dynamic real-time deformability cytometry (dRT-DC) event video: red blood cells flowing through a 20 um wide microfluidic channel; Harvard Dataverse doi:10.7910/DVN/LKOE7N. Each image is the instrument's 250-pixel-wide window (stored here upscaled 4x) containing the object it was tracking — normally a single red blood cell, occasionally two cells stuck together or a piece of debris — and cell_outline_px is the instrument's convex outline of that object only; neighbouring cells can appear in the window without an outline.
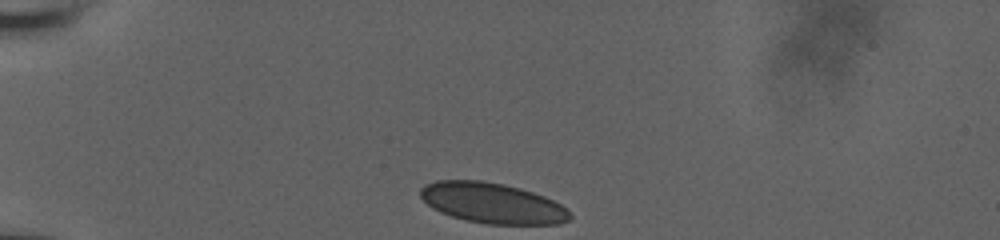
{"species": "human", "species_latin": "Homo sapiens", "temperature_condition": "room temperature", "stored_images_in_passage": 9, "camera_frame_rate_fps": 3000, "um_per_image_px": 0.085, "donor": {"sex": "male"}, "frame": {"image": 1, "passage_image": 1, "time_ms": 0.0, "image_size_px": [1000, 240], "cell_outline_px": [[572, 216], [568, 220], [560, 224], [488, 224], [464, 220], [440, 212], [432, 208], [420, 196], [420, 188], [424, 184], [436, 180], [480, 180], [504, 184], [520, 188], [544, 196], [560, 204]], "centroid_in_image_um": [41.81, 17.25], "position_along_channel_um": 43.2, "area_um2": 35.2}}
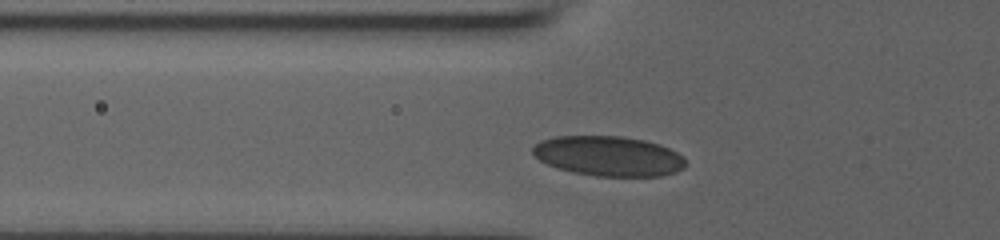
{"frame": {"image": 2, "passage_image": 6, "time_ms": 1.667, "image_size_px": [1000, 240], "cell_outline_px": [[688, 164], [684, 168], [676, 172], [660, 176], [596, 176], [572, 172], [556, 168], [540, 160], [532, 152], [532, 148], [540, 140], [556, 136], [620, 136], [644, 140], [660, 144], [684, 156]], "centroid_in_image_um": [51.75, 13.27], "position_along_channel_um": 74.0, "area_um2": 35.78}}
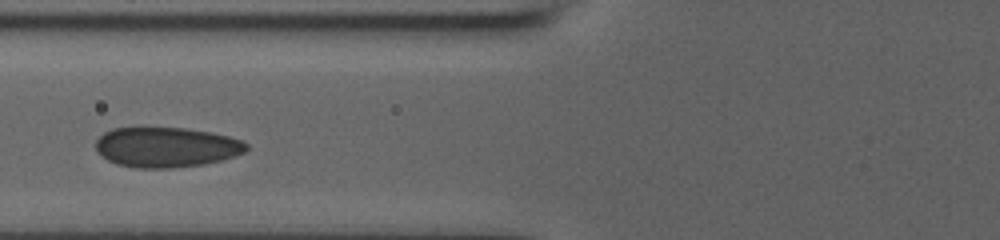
{"frame": {"image": 3, "passage_image": 8, "time_ms": 2.333, "image_size_px": [1000, 240], "cell_outline_px": [[248, 148], [244, 152], [220, 160], [204, 164], [172, 168], [136, 168], [116, 164], [108, 160], [96, 148], [96, 140], [104, 132], [112, 128], [140, 124], [144, 124], [184, 128], [212, 132], [228, 136], [240, 140], [248, 144]], "centroid_in_image_um": [14.08, 12.46], "position_along_channel_um": 111.7, "area_um2": 36.07}}